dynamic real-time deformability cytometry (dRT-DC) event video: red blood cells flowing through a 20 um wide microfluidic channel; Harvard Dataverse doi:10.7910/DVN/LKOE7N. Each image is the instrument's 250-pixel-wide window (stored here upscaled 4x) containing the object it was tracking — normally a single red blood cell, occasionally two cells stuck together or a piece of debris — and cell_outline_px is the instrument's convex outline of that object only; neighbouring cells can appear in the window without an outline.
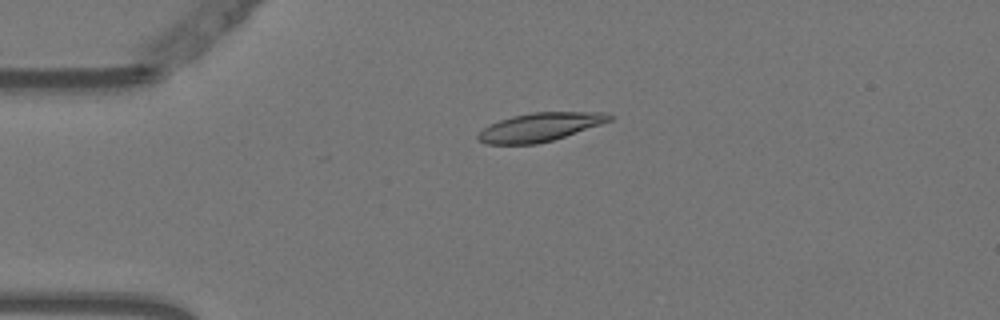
{"species": "Egyptian fruit bat (a non-hibernating species)", "species_latin": "Rousettus aegyptiacus", "temperature_condition": "warm", "stored_images_in_passage": 12, "camera_frame_rate_fps": 3000, "um_per_image_px": 0.085, "animal": {"sex": "female"}, "frame": {"image": 1, "passage_image": 1, "time_ms": 0.0, "image_size_px": [1000, 320], "cell_outline_px": [[612, 120], [552, 140], [536, 144], [484, 144], [476, 136], [488, 124], [512, 116], [532, 112], [608, 112], [612, 116]], "centroid_in_image_um": [45.87, 10.79], "position_along_channel_um": 39.1, "area_um2": 21.62}}
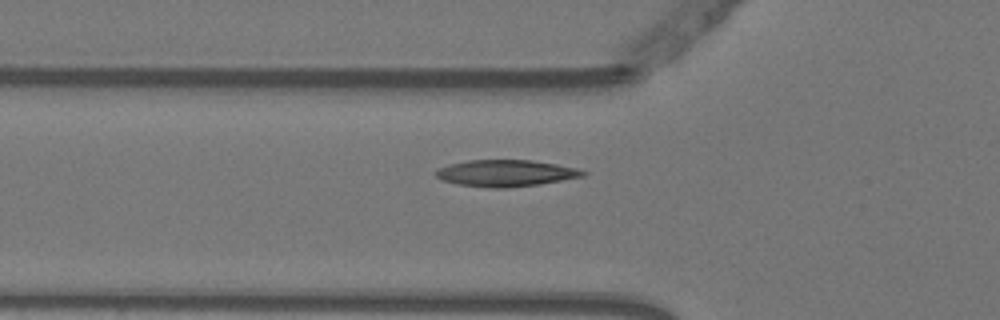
{"frame": {"image": 2, "passage_image": 7, "time_ms": 2.0, "image_size_px": [1000, 320], "cell_outline_px": [[588, 172], [584, 176], [540, 184], [508, 188], [488, 188], [456, 184], [444, 180], [436, 176], [432, 172], [436, 168], [448, 164], [468, 160], [532, 160], [556, 164], [576, 168]], "centroid_in_image_um": [42.94, 14.72], "position_along_channel_um": 82.9, "area_um2": 23.0}}
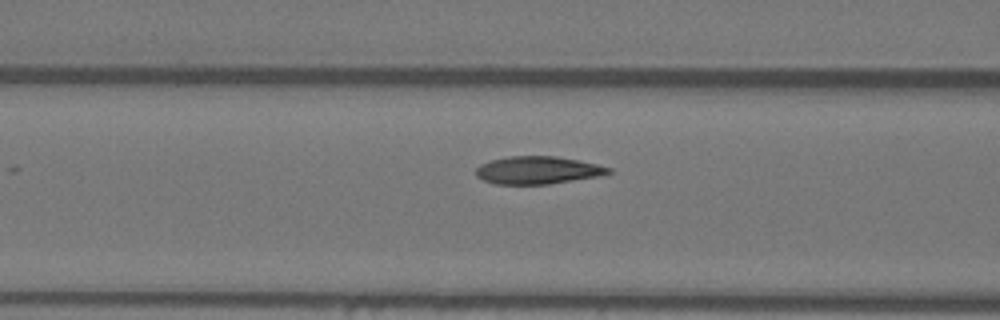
{"frame": {"image": 3, "passage_image": 10, "time_ms": 3.0, "image_size_px": [1000, 320], "cell_outline_px": [[612, 172], [600, 176], [548, 184], [496, 184], [484, 180], [476, 176], [476, 168], [480, 164], [492, 160], [508, 156], [556, 156], [596, 164], [612, 168]], "centroid_in_image_um": [45.7, 14.47], "position_along_channel_um": 120.9, "area_um2": 21.27}}